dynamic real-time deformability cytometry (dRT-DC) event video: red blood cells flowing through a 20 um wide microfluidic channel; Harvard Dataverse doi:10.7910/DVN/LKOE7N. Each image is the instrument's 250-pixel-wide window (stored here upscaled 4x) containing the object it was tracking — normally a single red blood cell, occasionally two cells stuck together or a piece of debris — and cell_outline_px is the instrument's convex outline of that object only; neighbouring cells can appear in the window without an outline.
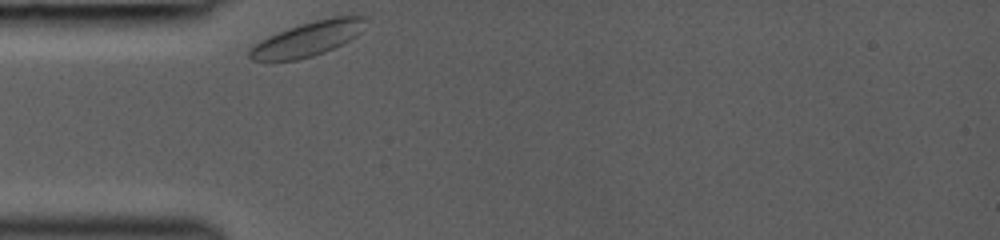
{"species": "common noctule bat (a hibernating species)", "species_latin": "Nyctalus noctula", "temperature_condition": "room temperature", "stored_images_in_passage": 32, "camera_frame_rate_fps": 3000, "um_per_image_px": 0.085, "animal": {"sex": "female", "body_mass_g": 19.0, "forearm_length_mm": 53.3}, "frame": {"image": 1, "passage_image": 1, "time_ms": 0.0, "image_size_px": [1000, 240], "cell_outline_px": [[364, 16], [360, 32], [356, 36], [324, 52], [312, 56], [296, 60], [252, 60], [248, 56], [248, 48], [268, 36], [276, 32], [300, 24], [332, 16]], "centroid_in_image_um": [26.08, 3.31], "position_along_channel_um": 58.9, "area_um2": 22.77}}
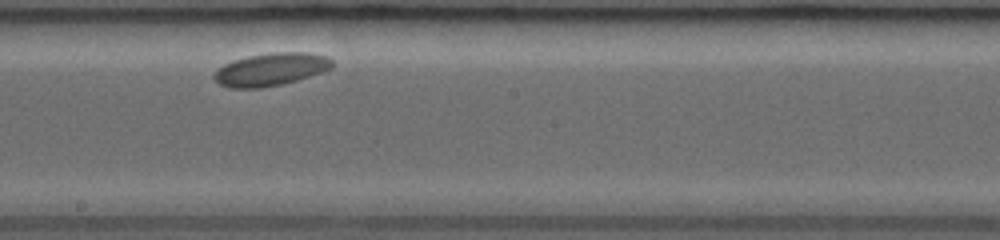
{"frame": {"image": 2, "passage_image": 16, "time_ms": 4.667, "image_size_px": [1000, 240], "cell_outline_px": [[332, 68], [296, 80], [280, 84], [260, 88], [228, 88], [220, 84], [212, 76], [212, 72], [216, 68], [224, 64], [248, 56], [272, 52], [308, 52], [328, 56], [332, 60]], "centroid_in_image_um": [22.98, 5.89], "position_along_channel_um": 225.2, "area_um2": 22.48}}
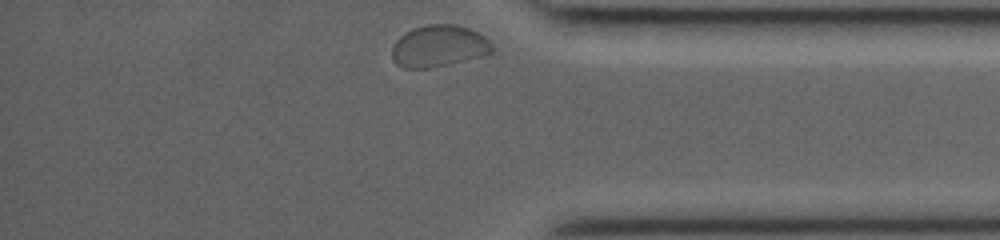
{"frame": {"image": 3, "passage_image": 32, "time_ms": 9.333, "image_size_px": [1000, 240], "cell_outline_px": [[492, 52], [488, 56], [432, 68], [404, 68], [396, 64], [392, 56], [392, 48], [396, 40], [400, 36], [412, 28], [428, 24], [452, 24], [468, 28], [484, 36], [492, 44]], "centroid_in_image_um": [37.32, 3.94], "position_along_channel_um": 397.9, "area_um2": 24.62}}